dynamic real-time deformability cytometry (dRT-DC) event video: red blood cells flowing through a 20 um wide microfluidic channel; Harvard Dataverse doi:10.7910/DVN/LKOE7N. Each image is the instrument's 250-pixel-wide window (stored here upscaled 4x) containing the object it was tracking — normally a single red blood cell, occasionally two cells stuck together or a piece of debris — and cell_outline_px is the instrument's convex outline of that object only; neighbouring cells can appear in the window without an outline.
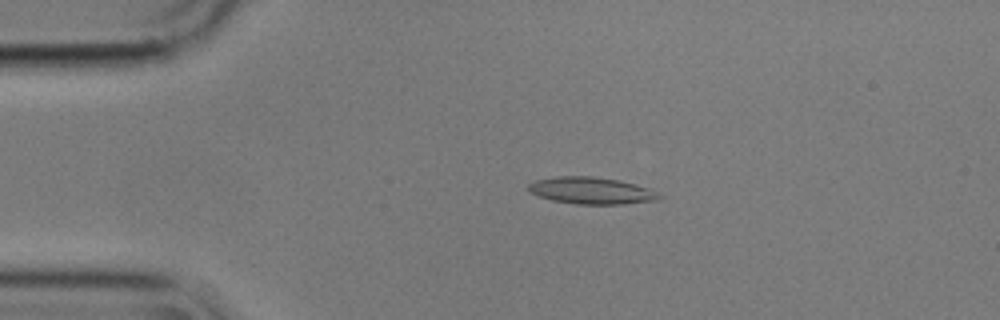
{"species": "common noctule bat (a hibernating species)", "species_latin": "Nyctalus noctula", "temperature_condition": "cold", "stored_images_in_passage": 54, "camera_frame_rate_fps": 3000, "um_per_image_px": 0.085, "animal": {"sex": "male", "body_mass_g": 17.9}, "frame": {"image": 1, "passage_image": 10, "time_ms": 3.0, "image_size_px": [1000, 320], "cell_outline_px": [[664, 196], [656, 200], [624, 204], [576, 204], [552, 200], [528, 192], [528, 184], [536, 180], [556, 176], [592, 176], [620, 180], [648, 188], [660, 192]], "centroid_in_image_um": [50.28, 16.2], "position_along_channel_um": 34.7, "area_um2": 20.58}}
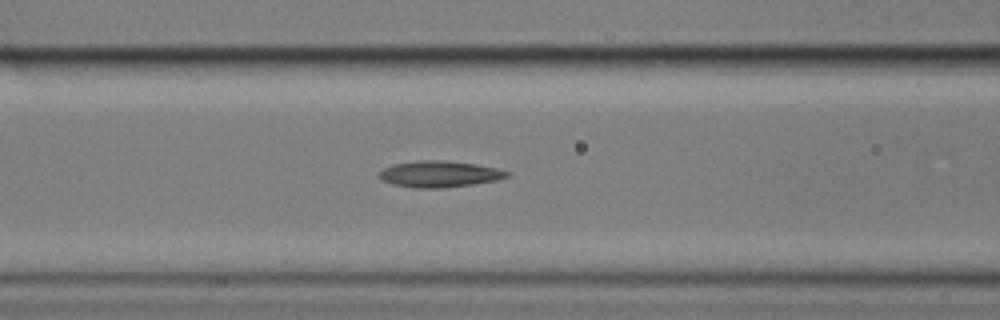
{"frame": {"image": 2, "passage_image": 21, "time_ms": 6.667, "image_size_px": [1000, 320], "cell_outline_px": [[512, 172], [508, 176], [496, 180], [472, 184], [444, 188], [412, 188], [392, 184], [380, 180], [376, 176], [384, 168], [392, 164], [420, 160], [440, 160], [476, 164], [496, 168]], "centroid_in_image_um": [37.3, 14.8], "position_along_channel_um": 129.3, "area_um2": 19.71}}
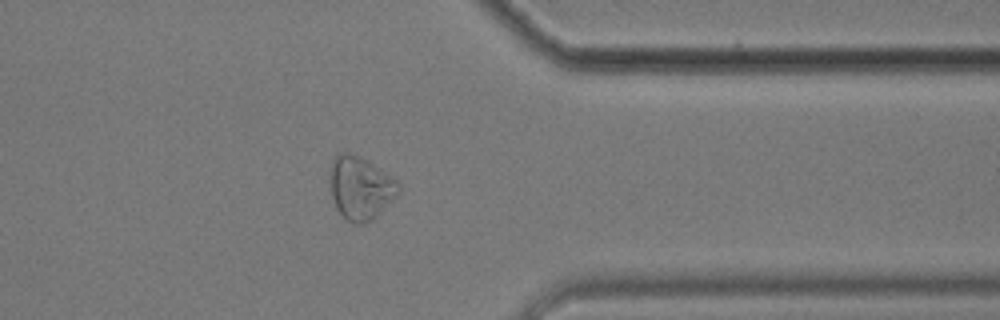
{"frame": {"image": 3, "passage_image": 43, "time_ms": 14.0, "image_size_px": [1000, 320], "cell_outline_px": [[400, 192], [372, 220], [364, 224], [356, 224], [348, 220], [336, 208], [332, 196], [328, 180], [332, 160], [336, 152], [352, 152], [360, 156], [392, 176], [400, 184]], "centroid_in_image_um": [30.61, 15.94], "position_along_channel_um": 380.8, "area_um2": 25.43}}